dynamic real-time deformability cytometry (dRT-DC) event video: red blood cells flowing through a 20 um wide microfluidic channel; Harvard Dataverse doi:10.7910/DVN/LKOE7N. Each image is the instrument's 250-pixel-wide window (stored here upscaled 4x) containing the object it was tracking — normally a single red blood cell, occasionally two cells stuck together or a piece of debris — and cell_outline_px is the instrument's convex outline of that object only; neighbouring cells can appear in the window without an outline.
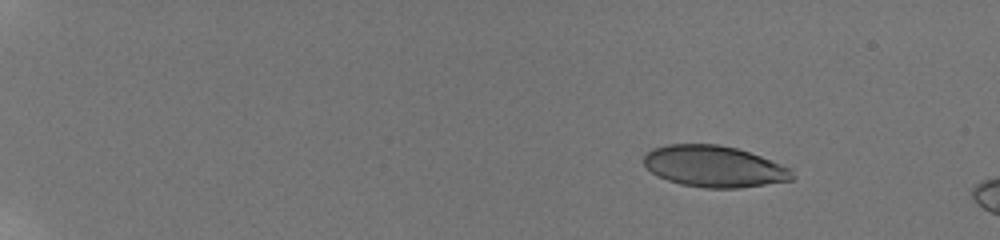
{"species": "human", "species_latin": "Homo sapiens", "temperature_condition": "room temperature", "stored_images_in_passage": 10, "camera_frame_rate_fps": 3000, "um_per_image_px": 0.085, "donor": {"sex": "male"}, "frame": {"image": 1, "passage_image": 1, "time_ms": 0.0, "image_size_px": [1000, 240], "cell_outline_px": [[796, 176], [792, 180], [740, 188], [704, 188], [680, 184], [668, 180], [652, 172], [644, 164], [644, 156], [652, 148], [668, 144], [720, 144], [736, 148], [760, 156], [792, 168]], "centroid_in_image_um": [60.73, 14.15], "position_along_channel_um": 24.3, "area_um2": 35.84}}